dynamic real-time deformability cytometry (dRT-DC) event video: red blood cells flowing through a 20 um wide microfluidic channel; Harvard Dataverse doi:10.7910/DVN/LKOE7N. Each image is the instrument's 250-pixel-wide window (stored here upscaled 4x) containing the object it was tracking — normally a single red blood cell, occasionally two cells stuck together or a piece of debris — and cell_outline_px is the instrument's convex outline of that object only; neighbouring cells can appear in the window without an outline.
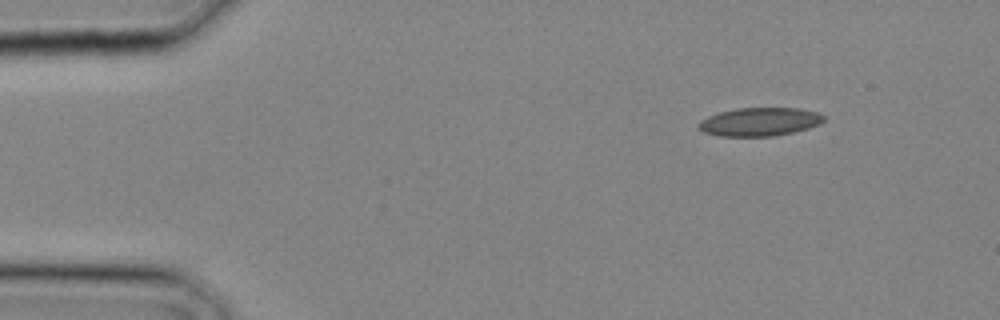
{"species": "common noctule bat (a hibernating species)", "species_latin": "Nyctalus noctula", "temperature_condition": "cold", "stored_images_in_passage": 3, "segment_of_instrument_passage": [2, 2], "camera_frame_rate_fps": 3000, "um_per_image_px": 0.085, "animal": {"sex": "male", "body_mass_g": 20.4}, "frame": {"image": 1, "passage_image": 3, "time_ms": 0.667, "image_size_px": [1000, 320], "cell_outline_px": [[824, 120], [820, 124], [808, 128], [792, 132], [772, 136], [720, 136], [704, 132], [696, 128], [696, 124], [700, 120], [708, 116], [720, 112], [736, 108], [800, 108], [816, 112], [824, 116]], "centroid_in_image_um": [64.53, 10.35], "position_along_channel_um": 20.5, "area_um2": 20.75}}